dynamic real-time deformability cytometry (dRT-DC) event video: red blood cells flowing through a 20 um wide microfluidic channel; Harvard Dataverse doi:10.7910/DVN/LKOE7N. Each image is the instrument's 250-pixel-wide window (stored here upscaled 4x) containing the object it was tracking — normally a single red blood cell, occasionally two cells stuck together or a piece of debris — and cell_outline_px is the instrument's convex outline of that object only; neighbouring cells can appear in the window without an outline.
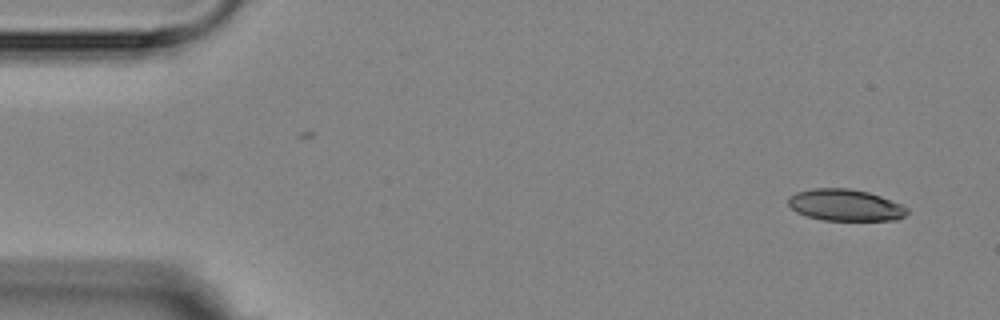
{"species": "Egyptian fruit bat (a non-hibernating species)", "species_latin": "Rousettus aegyptiacus", "temperature_condition": "room temperature", "stored_images_in_passage": 14, "camera_frame_rate_fps": 3000, "um_per_image_px": 0.085, "animal": {"sex": "female"}, "frame": {"image": 1, "passage_image": 1, "time_ms": 0.0, "image_size_px": [1000, 320], "cell_outline_px": [[908, 212], [904, 216], [896, 220], [820, 220], [796, 212], [788, 204], [788, 196], [796, 192], [812, 188], [848, 188], [868, 192], [880, 196], [900, 204], [908, 208]], "centroid_in_image_um": [71.82, 17.43], "position_along_channel_um": 13.2, "area_um2": 21.91}}
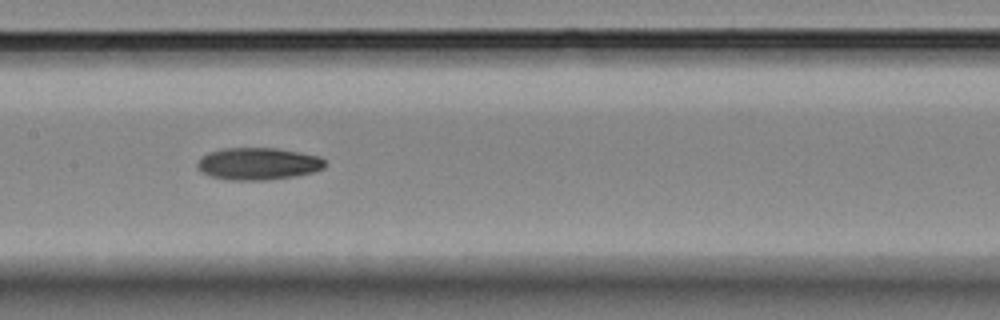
{"frame": {"image": 2, "passage_image": 7, "time_ms": 7.667, "image_size_px": [1000, 320], "cell_outline_px": [[324, 168], [312, 172], [292, 176], [264, 180], [228, 180], [212, 176], [200, 172], [196, 164], [208, 152], [224, 148], [276, 148], [300, 152], [320, 156], [324, 160]], "centroid_in_image_um": [21.93, 13.91], "position_along_channel_um": 185.5, "area_um2": 23.76}}
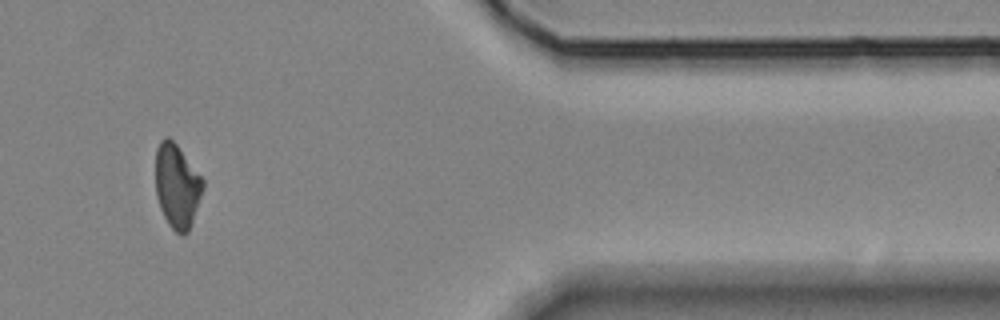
{"frame": {"image": 3, "passage_image": 12, "time_ms": 14.333, "image_size_px": [1000, 320], "cell_outline_px": [[204, 188], [188, 232], [184, 236], [180, 236], [168, 224], [160, 208], [156, 196], [156, 148], [160, 140], [164, 136], [168, 136], [176, 144], [204, 180]], "centroid_in_image_um": [15.04, 15.82], "position_along_channel_um": 396.4, "area_um2": 23.18}, "authors_computed_cell_mechanics": {"area_um2": 23.3801, "velocity_mm_per_s": 3.6477, "shape_relaxation_time_tau1_ms": 6.2949, "shape_relaxation_time_tau2_ms": 5.6546, "deformation_change_tau1": 0.1467, "deformation_change_tau2": 0.1163}}